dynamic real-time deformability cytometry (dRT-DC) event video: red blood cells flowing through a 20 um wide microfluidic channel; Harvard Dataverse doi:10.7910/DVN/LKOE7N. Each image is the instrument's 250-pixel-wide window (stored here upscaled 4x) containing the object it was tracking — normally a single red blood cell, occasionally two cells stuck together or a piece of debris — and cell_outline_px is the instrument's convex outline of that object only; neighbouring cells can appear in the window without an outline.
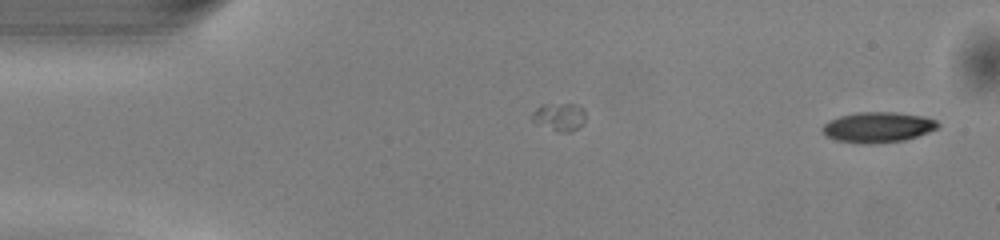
{"species": "common noctule bat (a hibernating species)", "species_latin": "Nyctalus noctula", "temperature_condition": "warm", "stored_images_in_passage": 49, "camera_frame_rate_fps": 3000, "um_per_image_px": 0.085, "animal": {"sex": "male", "body_mass_g": 13.0, "forearm_length_mm": 53.1}, "frame": {"image": 1, "passage_image": 1, "time_ms": 0.0, "image_size_px": [1000, 240], "cell_outline_px": [[940, 124], [936, 128], [928, 132], [904, 140], [872, 144], [856, 144], [836, 140], [824, 136], [820, 128], [828, 120], [840, 116], [856, 112], [896, 112], [920, 116], [936, 120]], "centroid_in_image_um": [74.53, 10.82], "position_along_channel_um": 10.5, "area_um2": 20.63}}
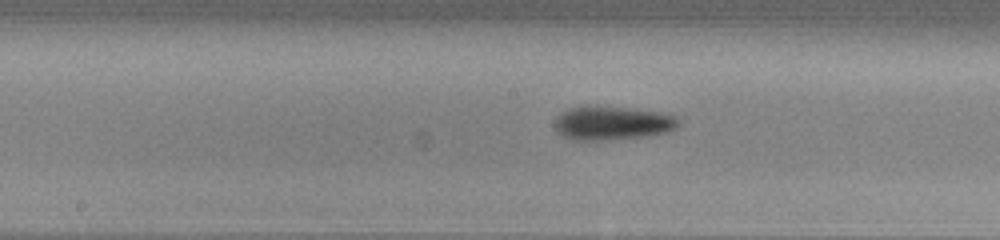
{"frame": {"image": 2, "passage_image": 24, "time_ms": 7.667, "image_size_px": [1000, 240], "cell_outline_px": [[680, 124], [676, 128], [668, 132], [648, 136], [600, 140], [572, 140], [556, 132], [556, 120], [564, 112], [572, 108], [584, 104], [592, 104], [668, 112], [676, 116], [680, 120]], "centroid_in_image_um": [52.12, 10.43], "position_along_channel_um": 196.1, "area_um2": 24.85}}
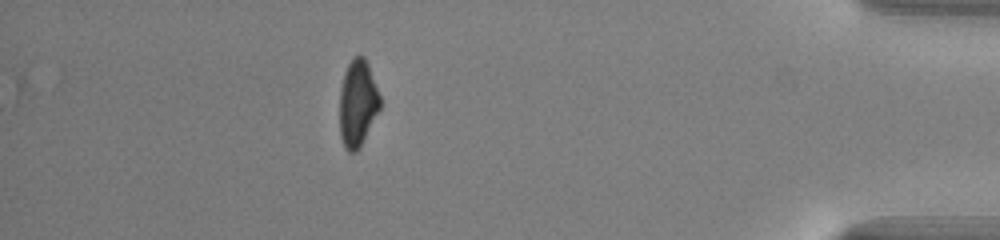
{"frame": {"image": 3, "passage_image": 43, "time_ms": 14.0, "image_size_px": [1000, 240], "cell_outline_px": [[380, 108], [360, 148], [356, 152], [348, 152], [344, 148], [340, 136], [340, 88], [344, 72], [352, 56], [364, 56], [368, 64], [380, 96]], "centroid_in_image_um": [30.38, 8.79], "position_along_channel_um": 404.8, "area_um2": 20.52}, "authors_computed_cell_mechanics": {"area_um2": 21.7328, "velocity_mm_per_s": 4.106, "shape_relaxation_time_tau1_ms": 2.5046, "shape_relaxation_time_tau2_ms": null, "deformation_change_tau1": 0.1457, "deformation_change_tau2": null}}